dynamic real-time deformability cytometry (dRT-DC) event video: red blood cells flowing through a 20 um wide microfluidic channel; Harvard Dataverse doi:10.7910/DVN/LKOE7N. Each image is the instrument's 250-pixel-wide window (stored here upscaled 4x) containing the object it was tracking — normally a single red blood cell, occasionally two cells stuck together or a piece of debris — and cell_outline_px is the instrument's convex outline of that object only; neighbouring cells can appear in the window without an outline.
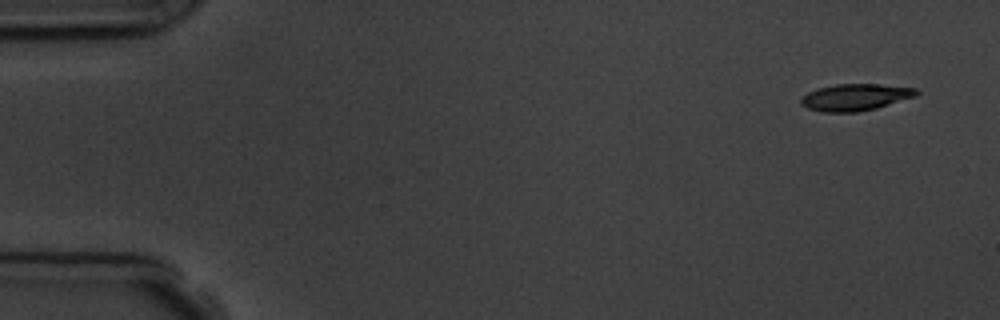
{"species": "common noctule bat (a hibernating species)", "species_latin": "Nyctalus noctula", "temperature_condition": "room temperature", "stored_images_in_passage": 5, "camera_frame_rate_fps": 3000, "um_per_image_px": 0.085, "animal": {"sex": "male", "body_mass_g": 19.5, "forearm_length_mm": 54.6}, "frame": {"image": 1, "passage_image": 1, "time_ms": 0.0, "image_size_px": [1000, 320], "cell_outline_px": [[920, 92], [916, 96], [876, 108], [856, 112], [824, 112], [808, 108], [800, 104], [800, 100], [808, 92], [816, 88], [836, 84], [880, 84], [916, 88]], "centroid_in_image_um": [72.7, 8.25], "position_along_channel_um": 12.3, "area_um2": 17.98}}